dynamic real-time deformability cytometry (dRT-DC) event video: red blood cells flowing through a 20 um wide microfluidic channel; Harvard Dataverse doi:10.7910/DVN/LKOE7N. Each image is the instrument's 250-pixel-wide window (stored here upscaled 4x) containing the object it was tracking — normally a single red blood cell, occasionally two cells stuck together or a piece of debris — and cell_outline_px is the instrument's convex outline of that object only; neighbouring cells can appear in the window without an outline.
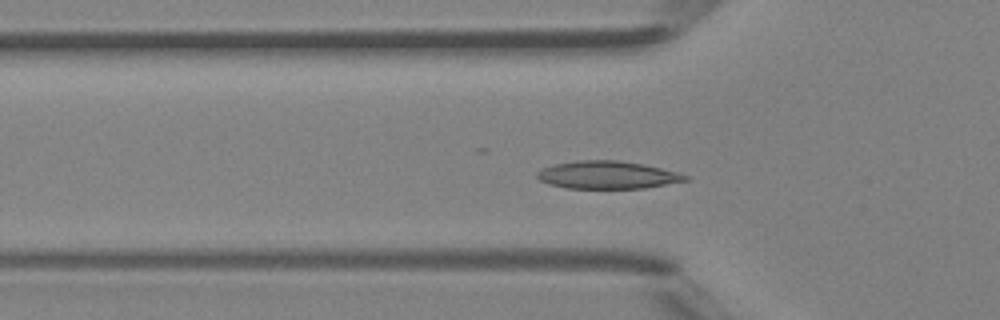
{"species": "Egyptian fruit bat (a non-hibernating species)", "species_latin": "Rousettus aegyptiacus", "temperature_condition": "room temperature", "stored_images_in_passage": 44, "camera_frame_rate_fps": 3000, "um_per_image_px": 0.085, "animal": {"sex": "female"}, "frame": {"image": 1, "passage_image": 12, "time_ms": 3.667, "image_size_px": [1000, 320], "cell_outline_px": [[688, 180], [644, 188], [568, 188], [548, 184], [540, 180], [536, 176], [536, 172], [540, 168], [552, 164], [576, 160], [616, 160], [644, 164], [676, 172], [688, 176]], "centroid_in_image_um": [51.56, 14.86], "position_along_channel_um": 74.2, "area_um2": 23.93}}
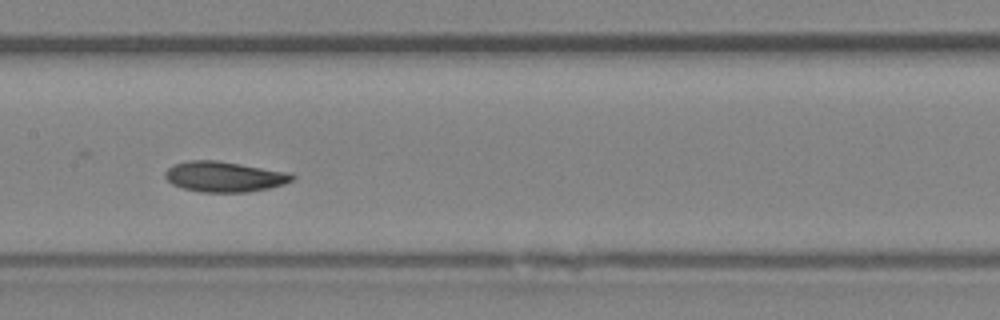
{"frame": {"image": 2, "passage_image": 20, "time_ms": 6.333, "image_size_px": [1000, 320], "cell_outline_px": [[296, 176], [292, 180], [284, 184], [268, 188], [248, 192], [200, 192], [184, 188], [172, 184], [164, 176], [164, 172], [172, 164], [188, 160], [216, 160], [292, 172]], "centroid_in_image_um": [19.08, 15.0], "position_along_channel_um": 188.3, "area_um2": 22.72}}
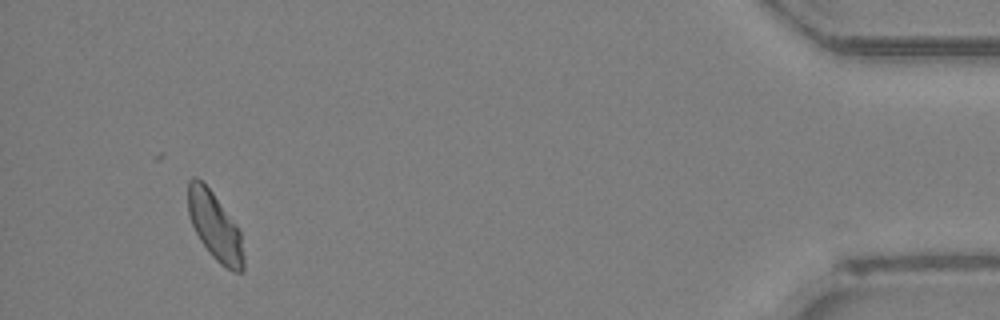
{"frame": {"image": 3, "passage_image": 41, "time_ms": 13.333, "image_size_px": [1000, 320], "cell_outline_px": [[244, 272], [232, 272], [220, 264], [212, 256], [200, 240], [192, 224], [188, 212], [188, 180], [192, 176], [196, 176], [212, 192], [240, 232], [244, 256]], "centroid_in_image_um": [18.26, 19.27], "position_along_channel_um": 416.9, "area_um2": 21.62}, "authors_computed_cell_mechanics": {"area_um2": 22.5998, "velocity_mm_per_s": 4.2849, "shape_relaxation_time_tau1_ms": 4.6142, "shape_relaxation_time_tau2_ms": 2.1519, "deformation_change_tau1": 0.1258, "deformation_change_tau2": 0.0499}}